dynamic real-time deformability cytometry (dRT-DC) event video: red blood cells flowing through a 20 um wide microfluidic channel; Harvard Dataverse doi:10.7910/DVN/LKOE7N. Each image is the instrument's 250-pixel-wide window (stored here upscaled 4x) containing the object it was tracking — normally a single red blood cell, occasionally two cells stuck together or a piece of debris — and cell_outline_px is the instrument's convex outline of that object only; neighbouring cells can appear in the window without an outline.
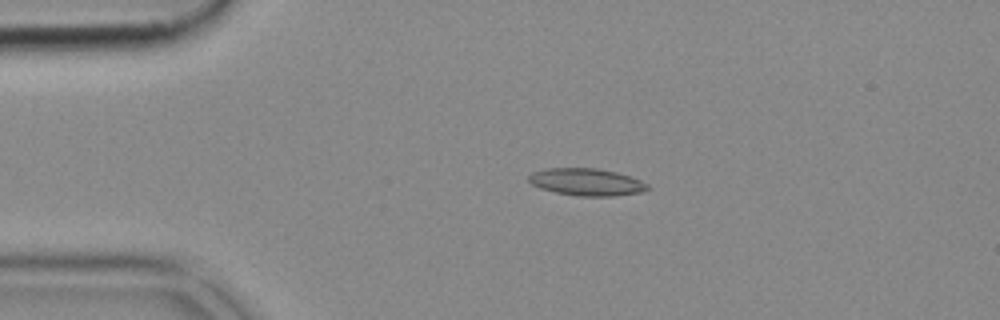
{"species": "common noctule bat (a hibernating species)", "species_latin": "Nyctalus noctula", "temperature_condition": "cold", "stored_images_in_passage": 52, "camera_frame_rate_fps": 3000, "um_per_image_px": 0.085, "animal": {"sex": "female", "body_mass_g": 18.4}, "frame": {"image": 1, "passage_image": 11, "time_ms": 3.333, "image_size_px": [1000, 320], "cell_outline_px": [[652, 188], [640, 192], [612, 196], [576, 196], [556, 192], [540, 188], [532, 184], [528, 180], [528, 176], [532, 172], [544, 168], [596, 168], [616, 172], [640, 180], [648, 184]], "centroid_in_image_um": [49.84, 15.47], "position_along_channel_um": 35.2, "area_um2": 18.84}}
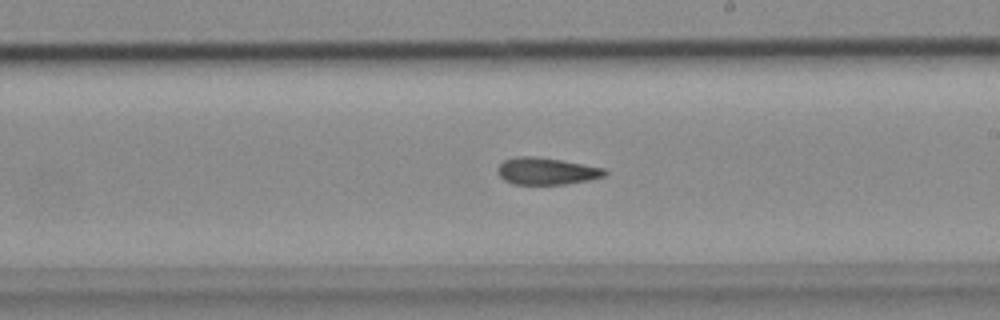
{"frame": {"image": 2, "passage_image": 30, "time_ms": 9.667, "image_size_px": [1000, 320], "cell_outline_px": [[608, 172], [604, 176], [588, 180], [564, 184], [512, 184], [504, 180], [500, 176], [496, 168], [504, 160], [516, 156], [532, 156], [560, 160], [604, 168]], "centroid_in_image_um": [46.42, 14.54], "position_along_channel_um": 242.6, "area_um2": 16.7}}
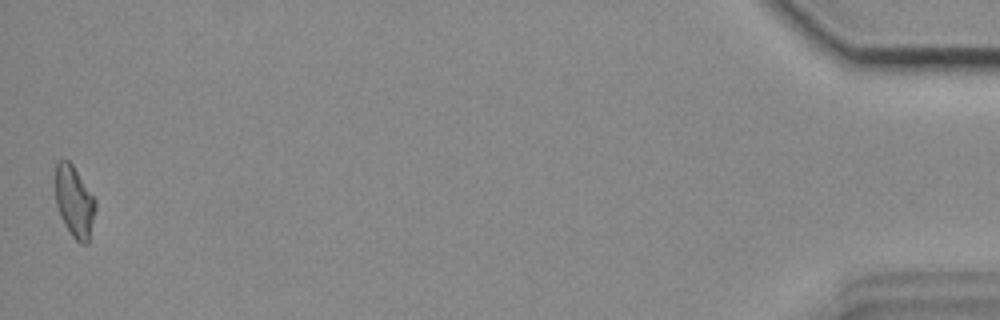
{"frame": {"image": 3, "passage_image": 52, "time_ms": 17.0, "image_size_px": [1000, 320], "cell_outline_px": [[96, 208], [88, 244], [80, 244], [72, 236], [64, 224], [60, 216], [56, 204], [56, 164], [60, 160], [68, 160], [72, 164], [96, 200]], "centroid_in_image_um": [6.33, 17.17], "position_along_channel_um": 428.9, "area_um2": 16.59}}